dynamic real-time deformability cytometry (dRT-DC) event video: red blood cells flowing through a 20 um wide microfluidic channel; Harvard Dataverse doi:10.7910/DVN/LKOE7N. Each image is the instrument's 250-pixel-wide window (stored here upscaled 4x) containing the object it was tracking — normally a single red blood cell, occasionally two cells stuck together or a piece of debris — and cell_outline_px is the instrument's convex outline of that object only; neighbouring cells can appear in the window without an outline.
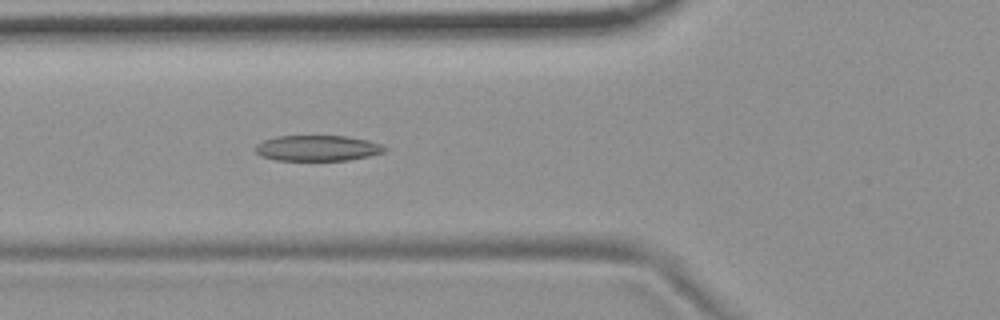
{"species": "common noctule bat (a hibernating species)", "species_latin": "Nyctalus noctula", "temperature_condition": "room temperature", "stored_images_in_passage": 3, "camera_frame_rate_fps": 3000, "um_per_image_px": 0.085, "animal": {"sex": "female", "body_mass_g": 19.9}, "frame": {"image": 1, "passage_image": 3, "time_ms": 0.667, "image_size_px": [1000, 320], "cell_outline_px": [[388, 148], [384, 152], [368, 156], [348, 160], [276, 160], [260, 156], [256, 152], [256, 144], [264, 140], [276, 136], [348, 136], [368, 140], [380, 144]], "centroid_in_image_um": [26.98, 12.59], "position_along_channel_um": 98.8, "area_um2": 19.31}}